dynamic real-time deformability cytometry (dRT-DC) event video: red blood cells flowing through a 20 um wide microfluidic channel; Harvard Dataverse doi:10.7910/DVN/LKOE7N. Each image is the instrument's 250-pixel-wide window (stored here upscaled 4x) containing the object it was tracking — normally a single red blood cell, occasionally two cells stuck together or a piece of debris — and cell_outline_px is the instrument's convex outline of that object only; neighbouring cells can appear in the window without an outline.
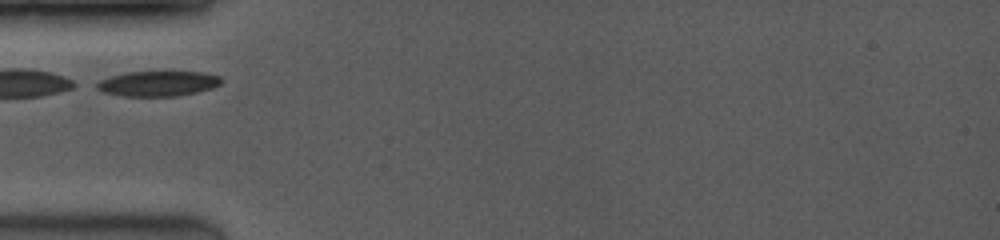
{"species": "common noctule bat (a hibernating species)", "species_latin": "Nyctalus noctula", "temperature_condition": "room temperature", "stored_images_in_passage": 4, "camera_frame_rate_fps": 3500, "um_per_image_px": 0.085, "animal": {"sex": "female", "body_mass_g": 19.0, "forearm_length_mm": 53.3}, "frame": {"image": 1, "passage_image": 1, "time_ms": 0.0, "image_size_px": [1000, 240], "cell_outline_px": [[224, 80], [220, 84], [212, 88], [196, 92], [176, 96], [124, 96], [104, 92], [96, 88], [92, 84], [100, 80], [124, 72], [204, 72], [220, 76]], "centroid_in_image_um": [13.42, 7.1], "position_along_channel_um": 71.6, "area_um2": 18.32}}
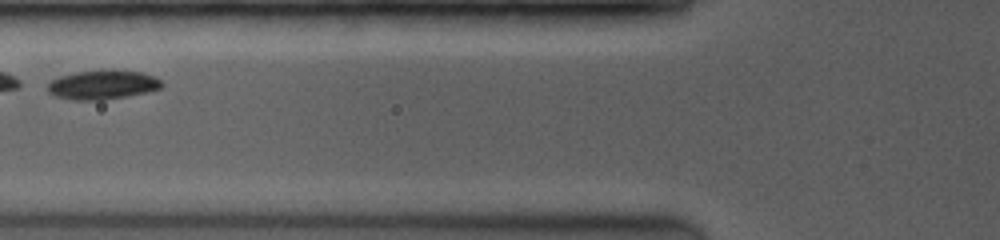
{"frame": {"image": 2, "passage_image": 3, "time_ms": 1.143, "image_size_px": [1000, 240], "cell_outline_px": [[164, 84], [160, 88], [148, 92], [128, 96], [100, 100], [72, 100], [56, 96], [48, 92], [48, 84], [52, 80], [60, 76], [76, 72], [112, 68], [140, 72], [152, 76], [160, 80]], "centroid_in_image_um": [8.73, 7.19], "position_along_channel_um": 117.1, "area_um2": 19.59}}